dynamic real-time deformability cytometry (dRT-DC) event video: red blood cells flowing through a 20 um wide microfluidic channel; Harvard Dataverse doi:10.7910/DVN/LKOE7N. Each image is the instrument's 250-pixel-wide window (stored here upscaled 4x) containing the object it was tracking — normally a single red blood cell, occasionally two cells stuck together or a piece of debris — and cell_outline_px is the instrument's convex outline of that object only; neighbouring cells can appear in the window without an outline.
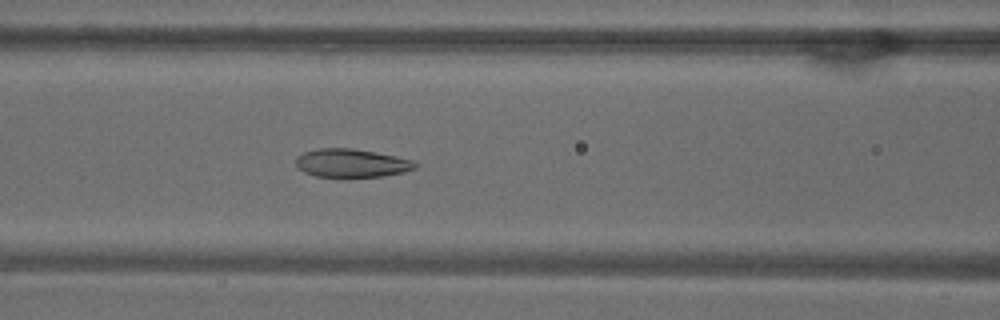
{"species": "common noctule bat (a hibernating species)", "species_latin": "Nyctalus noctula", "temperature_condition": "warm", "stored_images_in_passage": 54, "camera_frame_rate_fps": 3000, "um_per_image_px": 0.085, "animal": {"sex": "male", "body_mass_g": 18.8}, "frame": {"image": 1, "passage_image": 23, "time_ms": 7.333, "image_size_px": [1000, 320], "cell_outline_px": [[416, 168], [404, 172], [384, 176], [336, 180], [316, 176], [304, 172], [296, 168], [296, 156], [304, 152], [316, 148], [352, 148], [376, 152], [412, 160], [416, 164]], "centroid_in_image_um": [29.81, 13.91], "position_along_channel_um": 136.8, "area_um2": 20.58}}
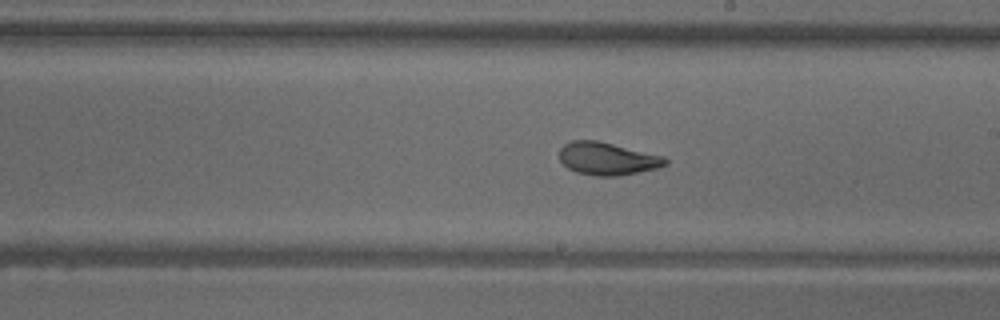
{"frame": {"image": 2, "passage_image": 31, "time_ms": 10.0, "image_size_px": [1000, 320], "cell_outline_px": [[668, 164], [656, 168], [620, 176], [596, 176], [576, 172], [568, 168], [560, 160], [560, 148], [564, 144], [572, 140], [596, 140], [664, 156], [668, 160]], "centroid_in_image_um": [51.62, 13.49], "position_along_channel_um": 237.4, "area_um2": 20.11}}
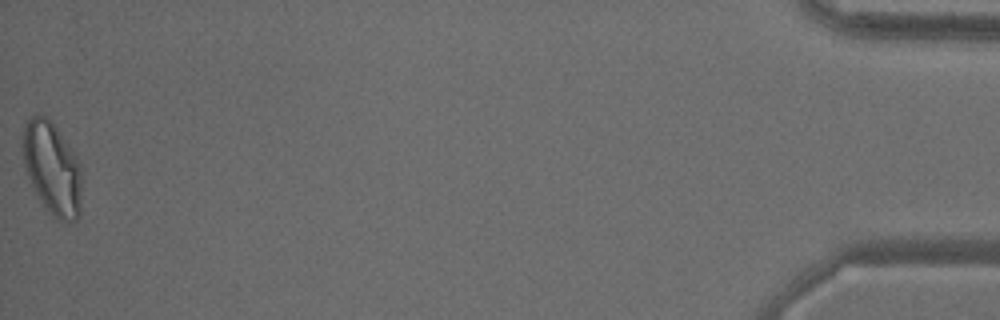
{"frame": {"image": 3, "passage_image": 54, "time_ms": 17.667, "image_size_px": [1000, 320], "cell_outline_px": [[80, 216], [76, 220], [68, 224], [60, 220], [44, 208], [36, 196], [24, 168], [24, 124], [36, 112], [44, 116], [56, 128], [80, 164]], "centroid_in_image_um": [4.42, 14.38], "position_along_channel_um": 430.8, "area_um2": 31.44}, "authors_computed_cell_mechanics": {"area_um2": 23.0333, "velocity_mm_per_s": 3.7861, "shape_relaxation_time_tau1_ms": 5.9047, "shape_relaxation_time_tau2_ms": 1.4574, "deformation_change_tau1": 0.1734, "deformation_change_tau2": 0.0659}}